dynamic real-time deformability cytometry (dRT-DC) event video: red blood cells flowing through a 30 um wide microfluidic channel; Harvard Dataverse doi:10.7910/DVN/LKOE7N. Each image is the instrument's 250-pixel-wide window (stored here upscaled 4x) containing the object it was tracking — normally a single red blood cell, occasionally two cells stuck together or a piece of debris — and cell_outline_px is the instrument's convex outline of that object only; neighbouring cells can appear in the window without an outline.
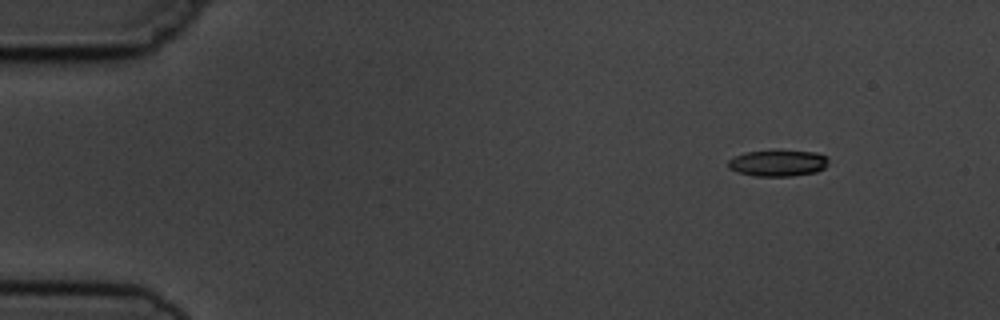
{"species": "common noctule bat (a hibernating species)", "species_latin": "Nyctalus noctula", "temperature_condition": "cold", "stored_images_in_passage": 6, "camera_frame_rate_fps": 3000, "um_per_image_px": 0.085, "animal": {"sex": "male", "body_mass_g": 19.5, "forearm_length_mm": 54.6}, "frame": {"image": 1, "passage_image": 6, "time_ms": 6.0, "image_size_px": [1000, 320], "cell_outline_px": [[828, 164], [824, 168], [816, 172], [792, 176], [756, 176], [736, 172], [728, 168], [728, 160], [744, 152], [816, 152], [828, 156]], "centroid_in_image_um": [66.13, 13.89], "position_along_channel_um": 18.9, "area_um2": 15.09}}